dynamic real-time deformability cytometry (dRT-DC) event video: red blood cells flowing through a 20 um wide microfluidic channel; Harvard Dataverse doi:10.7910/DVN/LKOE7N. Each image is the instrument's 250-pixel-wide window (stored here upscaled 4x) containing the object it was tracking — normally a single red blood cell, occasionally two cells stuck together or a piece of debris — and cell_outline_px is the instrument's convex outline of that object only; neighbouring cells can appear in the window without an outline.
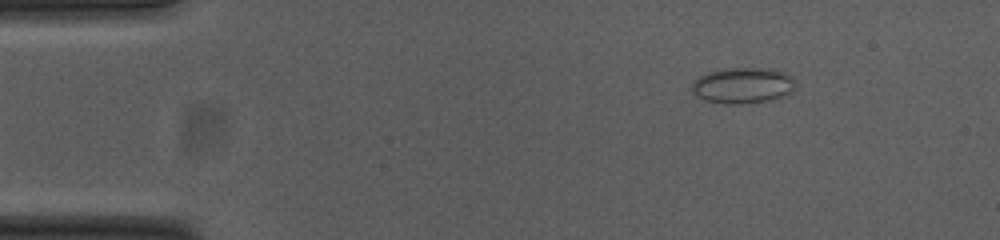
{"species": "common noctule bat (a hibernating species)", "species_latin": "Nyctalus noctula", "temperature_condition": "cold", "stored_images_in_passage": 48, "camera_frame_rate_fps": 3000, "um_per_image_px": 0.085, "animal": {"sex": "female", "body_mass_g": 23.0, "forearm_length_mm": 53.4}, "frame": {"image": 1, "passage_image": 1, "time_ms": 0.0, "image_size_px": [1000, 240], "cell_outline_px": [[796, 88], [792, 92], [768, 100], [740, 104], [728, 104], [704, 100], [696, 96], [692, 92], [692, 84], [700, 76], [708, 72], [728, 68], [772, 68], [784, 72], [792, 76]], "centroid_in_image_um": [63.15, 7.25], "position_along_channel_um": 21.9, "area_um2": 21.62}}
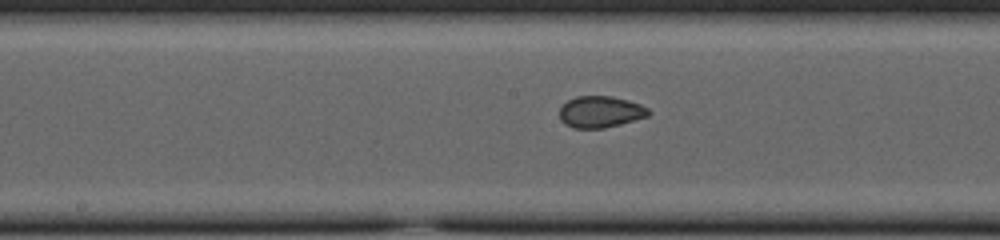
{"frame": {"image": 2, "passage_image": 21, "time_ms": 6.667, "image_size_px": [1000, 240], "cell_outline_px": [[652, 112], [648, 116], [620, 124], [604, 128], [572, 128], [564, 124], [560, 120], [560, 108], [568, 100], [576, 96], [612, 96], [628, 100], [640, 104], [648, 108]], "centroid_in_image_um": [51.04, 9.51], "position_along_channel_um": 197.2, "area_um2": 16.42}}
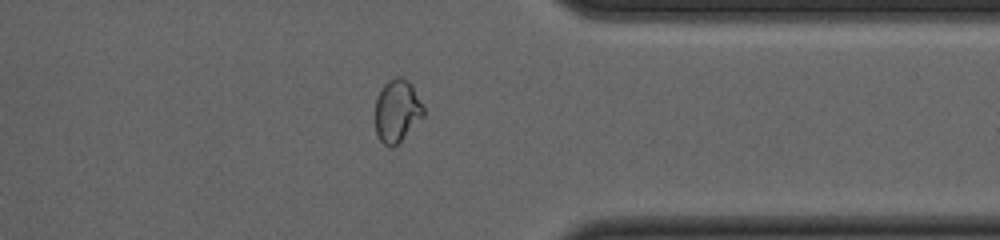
{"frame": {"image": 3, "passage_image": 36, "time_ms": 11.667, "image_size_px": [1000, 240], "cell_outline_px": [[424, 116], [392, 148], [388, 148], [380, 140], [376, 132], [376, 96], [384, 84], [388, 80], [396, 76], [400, 76], [408, 80], [412, 84], [424, 108]], "centroid_in_image_um": [33.74, 9.39], "position_along_channel_um": 377.7, "area_um2": 17.57}, "authors_computed_cell_mechanics": {"area_um2": 17.3111, "velocity_mm_per_s": 3.7673, "shape_relaxation_time_tau1_ms": null, "shape_relaxation_time_tau2_ms": 1.3381, "deformation_change_tau1": null, "deformation_change_tau2": 0.0579}}